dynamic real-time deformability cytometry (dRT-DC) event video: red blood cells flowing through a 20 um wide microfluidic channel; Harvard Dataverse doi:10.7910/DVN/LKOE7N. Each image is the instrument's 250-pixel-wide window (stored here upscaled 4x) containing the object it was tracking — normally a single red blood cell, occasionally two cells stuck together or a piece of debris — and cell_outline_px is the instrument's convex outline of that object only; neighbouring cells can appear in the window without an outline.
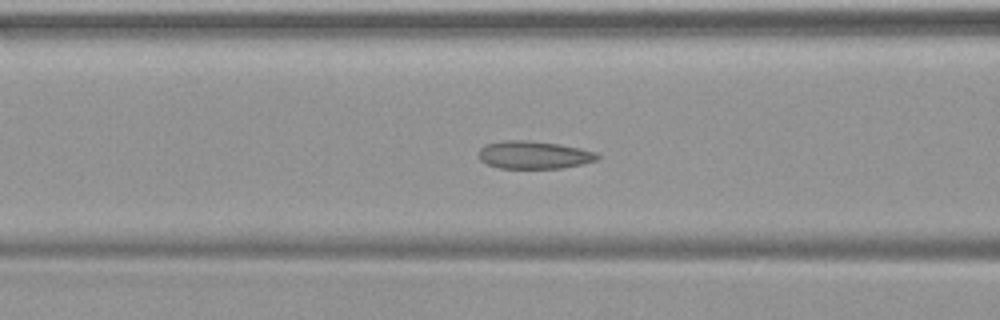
{"species": "common noctule bat (a hibernating species)", "species_latin": "Nyctalus noctula", "temperature_condition": "warm", "stored_images_in_passage": 49, "camera_frame_rate_fps": 3000, "um_per_image_px": 0.085, "animal": {"sex": "female", "body_mass_g": 19.9}, "frame": {"image": 1, "passage_image": 20, "time_ms": 6.333, "image_size_px": [1000, 320], "cell_outline_px": [[600, 156], [596, 160], [580, 164], [560, 168], [500, 168], [488, 164], [480, 160], [476, 152], [484, 144], [504, 140], [528, 140], [560, 144], [580, 148], [596, 152]], "centroid_in_image_um": [45.33, 13.15], "position_along_channel_um": 121.3, "area_um2": 19.31}}
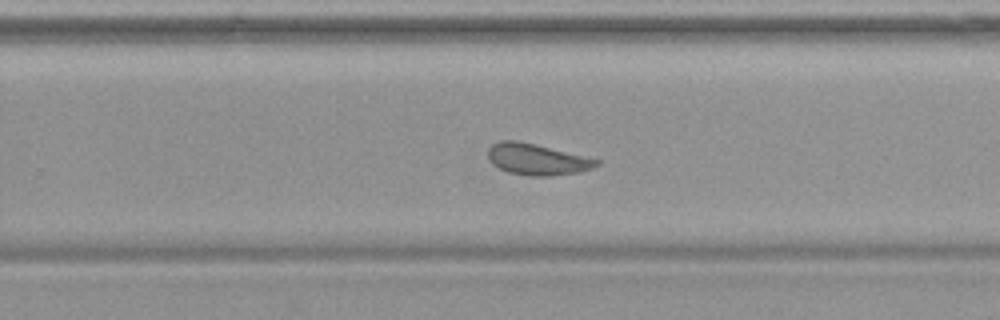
{"frame": {"image": 2, "passage_image": 32, "time_ms": 10.333, "image_size_px": [1000, 320], "cell_outline_px": [[600, 164], [592, 168], [580, 172], [552, 176], [528, 176], [508, 172], [492, 164], [488, 160], [488, 148], [492, 144], [500, 140], [516, 140], [536, 144], [600, 160]], "centroid_in_image_um": [45.62, 13.55], "position_along_channel_um": 284.2, "area_um2": 19.88}}
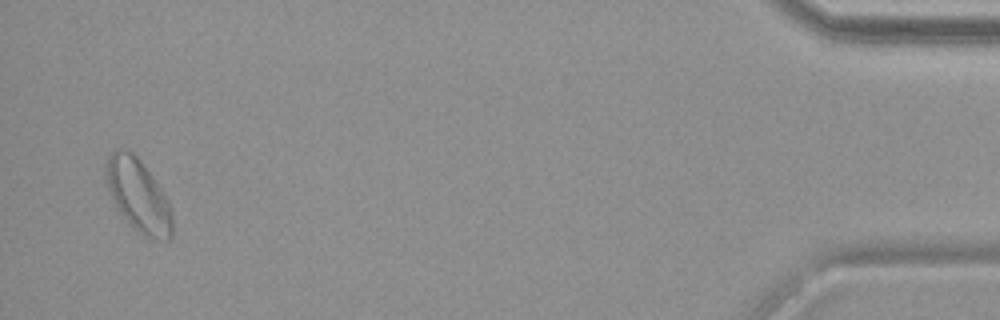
{"frame": {"image": 3, "passage_image": 48, "time_ms": 15.667, "image_size_px": [1000, 320], "cell_outline_px": [[172, 236], [168, 240], [160, 240], [144, 236], [132, 228], [120, 212], [108, 188], [104, 176], [104, 160], [116, 148], [120, 148], [132, 152], [140, 160], [152, 176], [168, 200], [172, 212]], "centroid_in_image_um": [11.73, 16.6], "position_along_channel_um": 423.5, "area_um2": 28.15}}